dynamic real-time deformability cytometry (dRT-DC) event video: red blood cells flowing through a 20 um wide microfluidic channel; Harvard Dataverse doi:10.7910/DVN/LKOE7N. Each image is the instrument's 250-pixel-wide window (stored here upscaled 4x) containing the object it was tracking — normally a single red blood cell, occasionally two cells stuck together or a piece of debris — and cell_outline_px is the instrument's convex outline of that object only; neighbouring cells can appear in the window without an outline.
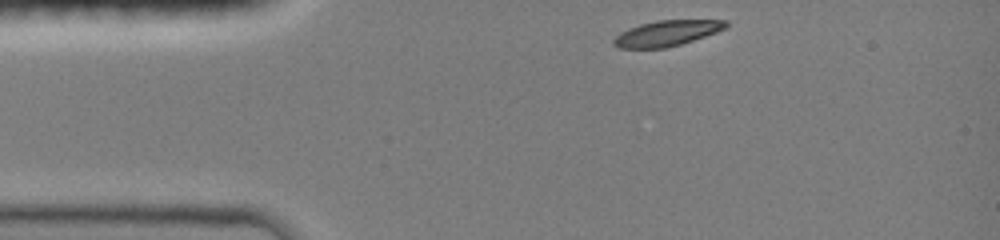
{"species": "common noctule bat (a hibernating species)", "species_latin": "Nyctalus noctula", "temperature_condition": "room temperature", "stored_images_in_passage": 35, "camera_frame_rate_fps": 3000, "um_per_image_px": 0.085, "animal": {"sex": "female", "body_mass_g": 19.0, "forearm_length_mm": 51.5}, "frame": {"image": 1, "passage_image": 1, "time_ms": 0.0, "image_size_px": [1000, 240], "cell_outline_px": [[728, 28], [680, 44], [664, 48], [620, 48], [612, 44], [612, 40], [620, 32], [628, 28], [640, 24], [656, 20], [728, 20]], "centroid_in_image_um": [56.66, 2.81], "position_along_channel_um": 28.3, "area_um2": 16.7}}
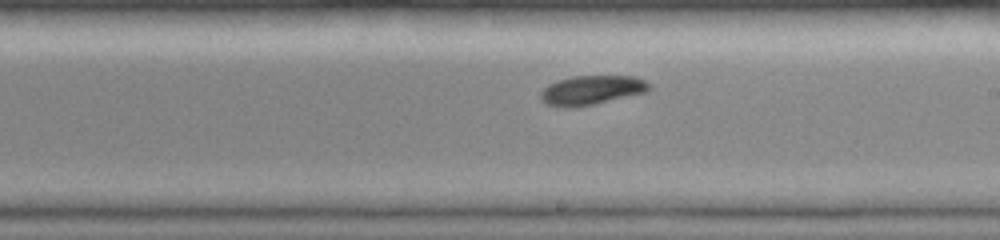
{"frame": {"image": 2, "passage_image": 20, "time_ms": 6.333, "image_size_px": [1000, 240], "cell_outline_px": [[652, 88], [648, 92], [576, 108], [564, 108], [548, 104], [540, 100], [540, 92], [548, 84], [556, 80], [572, 76], [636, 76], [652, 84]], "centroid_in_image_um": [50.3, 7.66], "position_along_channel_um": 238.7, "area_um2": 18.9}}
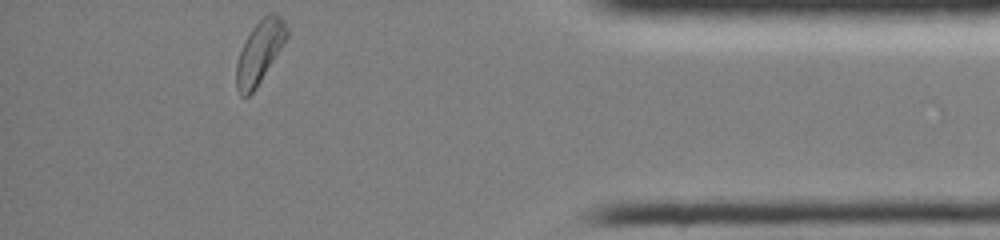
{"frame": {"image": 3, "passage_image": 35, "time_ms": 11.333, "image_size_px": [1000, 240], "cell_outline_px": [[288, 36], [284, 44], [256, 88], [248, 96], [240, 96], [236, 88], [236, 64], [244, 40], [252, 28], [268, 12], [276, 12], [284, 20], [288, 28]], "centroid_in_image_um": [22.08, 4.41], "position_along_channel_um": 413.1, "area_um2": 18.44}, "authors_computed_cell_mechanics": {"area_um2": 18.3226, "velocity_mm_per_s": 4.0183, "shape_relaxation_time_tau1_ms": 1.6367, "shape_relaxation_time_tau2_ms": null, "deformation_change_tau1": 0.1006, "deformation_change_tau2": null}}